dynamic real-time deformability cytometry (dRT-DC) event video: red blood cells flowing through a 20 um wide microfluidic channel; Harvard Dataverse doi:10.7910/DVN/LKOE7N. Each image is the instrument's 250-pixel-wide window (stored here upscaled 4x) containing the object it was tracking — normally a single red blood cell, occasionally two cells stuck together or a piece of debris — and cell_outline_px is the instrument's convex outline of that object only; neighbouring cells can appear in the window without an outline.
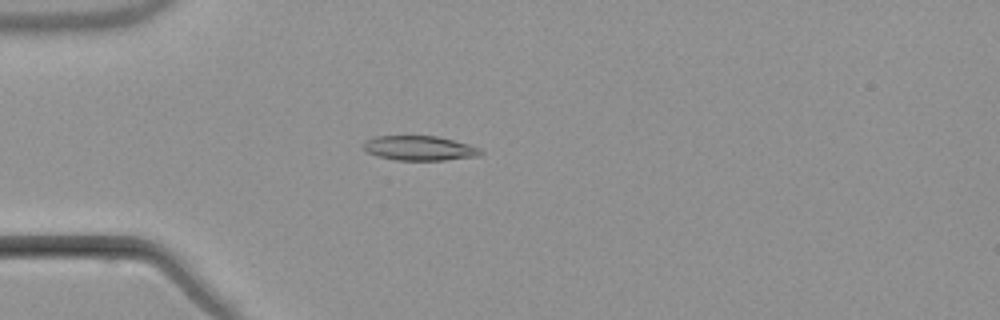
{"species": "common noctule bat (a hibernating species)", "species_latin": "Nyctalus noctula", "temperature_condition": "warm", "stored_images_in_passage": 2, "camera_frame_rate_fps": 3000, "um_per_image_px": 0.085, "animal": {"sex": "male", "body_mass_g": 21.5, "forearm_length_mm": 52.0}, "frame": {"image": 1, "passage_image": 2, "time_ms": 1.0, "image_size_px": [1000, 320], "cell_outline_px": [[484, 152], [480, 156], [444, 160], [396, 160], [376, 156], [368, 152], [364, 148], [364, 140], [376, 136], [436, 136], [468, 144], [480, 148]], "centroid_in_image_um": [35.66, 12.6], "position_along_channel_um": 49.3, "area_um2": 16.82}}